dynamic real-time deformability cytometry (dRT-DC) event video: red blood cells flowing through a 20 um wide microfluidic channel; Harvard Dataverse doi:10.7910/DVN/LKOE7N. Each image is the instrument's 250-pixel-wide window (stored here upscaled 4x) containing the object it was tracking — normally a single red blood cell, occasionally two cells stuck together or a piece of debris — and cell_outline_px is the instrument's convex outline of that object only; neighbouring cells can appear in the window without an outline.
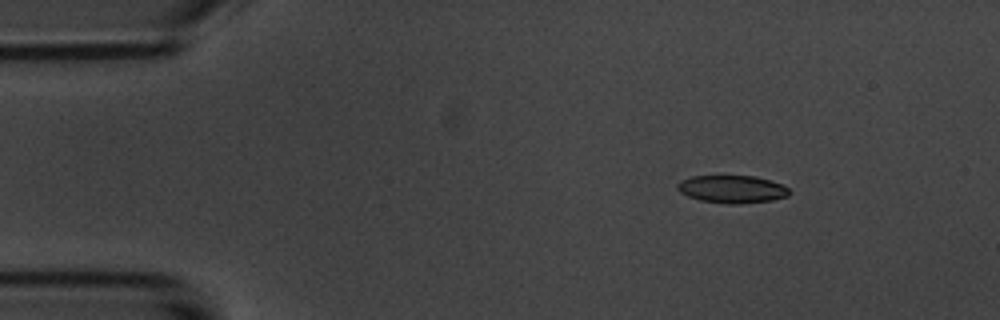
{"species": "common noctule bat (a hibernating species)", "species_latin": "Nyctalus noctula", "temperature_condition": "room temperature", "stored_images_in_passage": 3, "camera_frame_rate_fps": 3000, "um_per_image_px": 0.085, "animal": {"sex": "male", "body_mass_g": 20.1, "forearm_length_mm": 53.5}, "frame": {"image": 1, "passage_image": 1, "time_ms": 0.0, "image_size_px": [1000, 320], "cell_outline_px": [[792, 192], [788, 196], [772, 200], [740, 204], [728, 204], [700, 200], [688, 196], [680, 192], [676, 188], [676, 184], [680, 180], [692, 176], [756, 176], [772, 180], [788, 188]], "centroid_in_image_um": [62.23, 16.08], "position_along_channel_um": 22.8, "area_um2": 18.21}}